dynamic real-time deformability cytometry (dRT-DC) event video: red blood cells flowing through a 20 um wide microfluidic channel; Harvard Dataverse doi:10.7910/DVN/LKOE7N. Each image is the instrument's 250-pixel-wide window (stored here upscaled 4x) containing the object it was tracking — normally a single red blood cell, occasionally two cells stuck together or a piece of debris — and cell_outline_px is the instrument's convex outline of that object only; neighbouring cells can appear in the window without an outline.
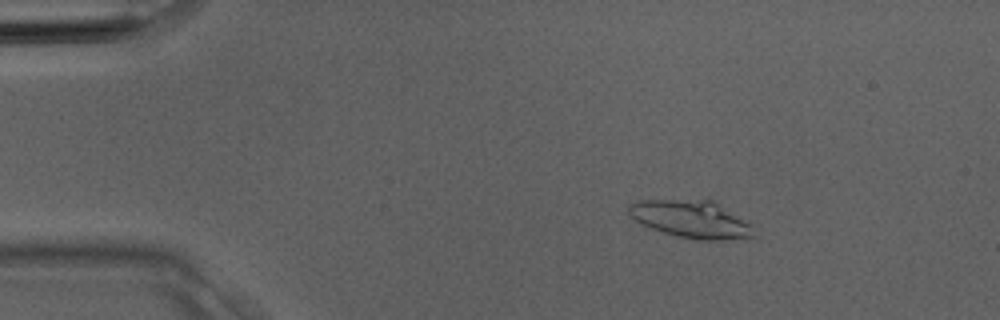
{"species": "Egyptian fruit bat (a non-hibernating species)", "species_latin": "Rousettus aegyptiacus", "temperature_condition": "room temperature", "stored_images_in_passage": 2, "camera_frame_rate_fps": 3000, "um_per_image_px": 0.085, "animal": {"sex": "male"}, "frame": {"image": 1, "passage_image": 1, "time_ms": 0.0, "image_size_px": [1000, 320], "cell_outline_px": [[756, 236], [752, 240], [700, 240], [680, 236], [664, 232], [640, 224], [628, 216], [628, 204], [636, 200], [712, 200], [752, 224]], "centroid_in_image_um": [58.79, 18.65], "position_along_channel_um": 26.2, "area_um2": 27.69}}